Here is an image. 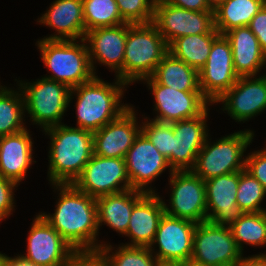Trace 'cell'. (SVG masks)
I'll use <instances>...</instances> for the list:
<instances>
[{"mask_svg": "<svg viewBox=\"0 0 266 266\" xmlns=\"http://www.w3.org/2000/svg\"><path fill=\"white\" fill-rule=\"evenodd\" d=\"M59 199L55 213L40 215L75 251L99 250L96 199L79 191L73 184H53Z\"/></svg>", "mask_w": 266, "mask_h": 266, "instance_id": "6da1fadb", "label": "cell"}, {"mask_svg": "<svg viewBox=\"0 0 266 266\" xmlns=\"http://www.w3.org/2000/svg\"><path fill=\"white\" fill-rule=\"evenodd\" d=\"M44 132L50 136L49 181L73 184L93 155V132L66 124Z\"/></svg>", "mask_w": 266, "mask_h": 266, "instance_id": "7a4b0ae2", "label": "cell"}, {"mask_svg": "<svg viewBox=\"0 0 266 266\" xmlns=\"http://www.w3.org/2000/svg\"><path fill=\"white\" fill-rule=\"evenodd\" d=\"M128 84L116 78L111 84L97 76L71 89L76 95L77 126L95 132L119 118L131 105H123L121 98ZM77 93V94H76Z\"/></svg>", "mask_w": 266, "mask_h": 266, "instance_id": "3957f363", "label": "cell"}, {"mask_svg": "<svg viewBox=\"0 0 266 266\" xmlns=\"http://www.w3.org/2000/svg\"><path fill=\"white\" fill-rule=\"evenodd\" d=\"M80 41L46 39L37 41L43 63L53 73L44 78L63 83L73 89L96 76L90 63L87 42L84 39Z\"/></svg>", "mask_w": 266, "mask_h": 266, "instance_id": "277c9868", "label": "cell"}, {"mask_svg": "<svg viewBox=\"0 0 266 266\" xmlns=\"http://www.w3.org/2000/svg\"><path fill=\"white\" fill-rule=\"evenodd\" d=\"M167 53L168 45L152 22L127 23L123 82L130 85L150 77Z\"/></svg>", "mask_w": 266, "mask_h": 266, "instance_id": "5b68a950", "label": "cell"}, {"mask_svg": "<svg viewBox=\"0 0 266 266\" xmlns=\"http://www.w3.org/2000/svg\"><path fill=\"white\" fill-rule=\"evenodd\" d=\"M254 132L238 131L210 144L209 136L197 155L192 171L206 181L221 175L245 169L244 152L252 143Z\"/></svg>", "mask_w": 266, "mask_h": 266, "instance_id": "8992f818", "label": "cell"}, {"mask_svg": "<svg viewBox=\"0 0 266 266\" xmlns=\"http://www.w3.org/2000/svg\"><path fill=\"white\" fill-rule=\"evenodd\" d=\"M18 82L24 96L25 112L30 114L34 124L43 131L62 124V116L74 96L68 86L44 77L33 83Z\"/></svg>", "mask_w": 266, "mask_h": 266, "instance_id": "52a82bcc", "label": "cell"}, {"mask_svg": "<svg viewBox=\"0 0 266 266\" xmlns=\"http://www.w3.org/2000/svg\"><path fill=\"white\" fill-rule=\"evenodd\" d=\"M242 254L230 227L208 220L196 225L191 259L208 266H234Z\"/></svg>", "mask_w": 266, "mask_h": 266, "instance_id": "ba28073f", "label": "cell"}, {"mask_svg": "<svg viewBox=\"0 0 266 266\" xmlns=\"http://www.w3.org/2000/svg\"><path fill=\"white\" fill-rule=\"evenodd\" d=\"M170 208L163 201L165 214L189 220L196 224L207 221L205 181L192 170L173 171L170 174Z\"/></svg>", "mask_w": 266, "mask_h": 266, "instance_id": "9c48e42d", "label": "cell"}, {"mask_svg": "<svg viewBox=\"0 0 266 266\" xmlns=\"http://www.w3.org/2000/svg\"><path fill=\"white\" fill-rule=\"evenodd\" d=\"M73 185L95 199L131 189L124 158H104L95 154Z\"/></svg>", "mask_w": 266, "mask_h": 266, "instance_id": "30bf717a", "label": "cell"}, {"mask_svg": "<svg viewBox=\"0 0 266 266\" xmlns=\"http://www.w3.org/2000/svg\"><path fill=\"white\" fill-rule=\"evenodd\" d=\"M152 23L167 45L178 37L207 34L215 29L214 11H191L155 1Z\"/></svg>", "mask_w": 266, "mask_h": 266, "instance_id": "8fae6325", "label": "cell"}, {"mask_svg": "<svg viewBox=\"0 0 266 266\" xmlns=\"http://www.w3.org/2000/svg\"><path fill=\"white\" fill-rule=\"evenodd\" d=\"M201 94L211 103L219 99L236 82L232 47L225 35H219L212 44L205 66L198 71Z\"/></svg>", "mask_w": 266, "mask_h": 266, "instance_id": "7c38bea8", "label": "cell"}, {"mask_svg": "<svg viewBox=\"0 0 266 266\" xmlns=\"http://www.w3.org/2000/svg\"><path fill=\"white\" fill-rule=\"evenodd\" d=\"M141 81L147 82L155 100L157 116L152 119L164 123H173L199 116L211 103L201 91H179L156 83L151 77Z\"/></svg>", "mask_w": 266, "mask_h": 266, "instance_id": "4fadbf2b", "label": "cell"}, {"mask_svg": "<svg viewBox=\"0 0 266 266\" xmlns=\"http://www.w3.org/2000/svg\"><path fill=\"white\" fill-rule=\"evenodd\" d=\"M27 238V254L20 255L39 266H66L74 248L39 214Z\"/></svg>", "mask_w": 266, "mask_h": 266, "instance_id": "5bb4252c", "label": "cell"}, {"mask_svg": "<svg viewBox=\"0 0 266 266\" xmlns=\"http://www.w3.org/2000/svg\"><path fill=\"white\" fill-rule=\"evenodd\" d=\"M196 223L171 217L164 213L155 238L149 247L160 262H184L191 259ZM157 243L158 251L154 252Z\"/></svg>", "mask_w": 266, "mask_h": 266, "instance_id": "9a60e30c", "label": "cell"}, {"mask_svg": "<svg viewBox=\"0 0 266 266\" xmlns=\"http://www.w3.org/2000/svg\"><path fill=\"white\" fill-rule=\"evenodd\" d=\"M124 159L131 189L145 193H155L153 188L146 187L167 167L170 168L168 160L142 132L137 136Z\"/></svg>", "mask_w": 266, "mask_h": 266, "instance_id": "2e32d148", "label": "cell"}, {"mask_svg": "<svg viewBox=\"0 0 266 266\" xmlns=\"http://www.w3.org/2000/svg\"><path fill=\"white\" fill-rule=\"evenodd\" d=\"M255 78V79H254ZM222 110L236 122H245L266 110V79L261 75L240 76L237 82L219 99Z\"/></svg>", "mask_w": 266, "mask_h": 266, "instance_id": "e0dca14e", "label": "cell"}, {"mask_svg": "<svg viewBox=\"0 0 266 266\" xmlns=\"http://www.w3.org/2000/svg\"><path fill=\"white\" fill-rule=\"evenodd\" d=\"M88 54L95 75V62L115 71L116 78L123 81V59L127 40V23L112 27L95 28L85 33ZM96 60V61H95Z\"/></svg>", "mask_w": 266, "mask_h": 266, "instance_id": "ac0fdd59", "label": "cell"}, {"mask_svg": "<svg viewBox=\"0 0 266 266\" xmlns=\"http://www.w3.org/2000/svg\"><path fill=\"white\" fill-rule=\"evenodd\" d=\"M134 106L119 118L93 132V154L104 158H124L141 132Z\"/></svg>", "mask_w": 266, "mask_h": 266, "instance_id": "d6986e66", "label": "cell"}, {"mask_svg": "<svg viewBox=\"0 0 266 266\" xmlns=\"http://www.w3.org/2000/svg\"><path fill=\"white\" fill-rule=\"evenodd\" d=\"M238 183L239 172L221 175L205 181L208 221L230 227L244 214L237 205Z\"/></svg>", "mask_w": 266, "mask_h": 266, "instance_id": "ffe728a7", "label": "cell"}, {"mask_svg": "<svg viewBox=\"0 0 266 266\" xmlns=\"http://www.w3.org/2000/svg\"><path fill=\"white\" fill-rule=\"evenodd\" d=\"M208 107L194 118L173 122L174 171L192 170L208 137Z\"/></svg>", "mask_w": 266, "mask_h": 266, "instance_id": "44dd1931", "label": "cell"}, {"mask_svg": "<svg viewBox=\"0 0 266 266\" xmlns=\"http://www.w3.org/2000/svg\"><path fill=\"white\" fill-rule=\"evenodd\" d=\"M162 198L157 193H145L133 206L125 236L131 243L123 245L150 247L161 217L164 215Z\"/></svg>", "mask_w": 266, "mask_h": 266, "instance_id": "7402d4cb", "label": "cell"}, {"mask_svg": "<svg viewBox=\"0 0 266 266\" xmlns=\"http://www.w3.org/2000/svg\"><path fill=\"white\" fill-rule=\"evenodd\" d=\"M37 22L57 32L43 38L46 40H81L85 37L82 0H56Z\"/></svg>", "mask_w": 266, "mask_h": 266, "instance_id": "603a6c76", "label": "cell"}, {"mask_svg": "<svg viewBox=\"0 0 266 266\" xmlns=\"http://www.w3.org/2000/svg\"><path fill=\"white\" fill-rule=\"evenodd\" d=\"M29 130L0 137V175L17 184L25 179L33 159V141Z\"/></svg>", "mask_w": 266, "mask_h": 266, "instance_id": "cb8c5ba5", "label": "cell"}, {"mask_svg": "<svg viewBox=\"0 0 266 266\" xmlns=\"http://www.w3.org/2000/svg\"><path fill=\"white\" fill-rule=\"evenodd\" d=\"M225 37L232 47L233 66L237 75L257 76L264 67L266 54L248 26L237 27L226 32Z\"/></svg>", "mask_w": 266, "mask_h": 266, "instance_id": "d4e9b609", "label": "cell"}, {"mask_svg": "<svg viewBox=\"0 0 266 266\" xmlns=\"http://www.w3.org/2000/svg\"><path fill=\"white\" fill-rule=\"evenodd\" d=\"M145 192L129 189L96 198L98 228L102 223L125 235L134 204Z\"/></svg>", "mask_w": 266, "mask_h": 266, "instance_id": "484cf974", "label": "cell"}, {"mask_svg": "<svg viewBox=\"0 0 266 266\" xmlns=\"http://www.w3.org/2000/svg\"><path fill=\"white\" fill-rule=\"evenodd\" d=\"M156 83L179 91H200L198 71L169 52L150 76Z\"/></svg>", "mask_w": 266, "mask_h": 266, "instance_id": "4316f807", "label": "cell"}, {"mask_svg": "<svg viewBox=\"0 0 266 266\" xmlns=\"http://www.w3.org/2000/svg\"><path fill=\"white\" fill-rule=\"evenodd\" d=\"M219 35L220 33L214 29L207 34L178 37L168 45V52L199 71L205 66L213 41Z\"/></svg>", "mask_w": 266, "mask_h": 266, "instance_id": "83f0119b", "label": "cell"}, {"mask_svg": "<svg viewBox=\"0 0 266 266\" xmlns=\"http://www.w3.org/2000/svg\"><path fill=\"white\" fill-rule=\"evenodd\" d=\"M266 0H226L214 9L215 29L224 35L233 28L248 26Z\"/></svg>", "mask_w": 266, "mask_h": 266, "instance_id": "f1b7e54d", "label": "cell"}, {"mask_svg": "<svg viewBox=\"0 0 266 266\" xmlns=\"http://www.w3.org/2000/svg\"><path fill=\"white\" fill-rule=\"evenodd\" d=\"M18 90L0 86V137L26 129L23 123L24 96L19 87Z\"/></svg>", "mask_w": 266, "mask_h": 266, "instance_id": "f546056e", "label": "cell"}, {"mask_svg": "<svg viewBox=\"0 0 266 266\" xmlns=\"http://www.w3.org/2000/svg\"><path fill=\"white\" fill-rule=\"evenodd\" d=\"M238 248L243 253V244L252 246L266 245V212H247L231 226Z\"/></svg>", "mask_w": 266, "mask_h": 266, "instance_id": "4dcf8cb0", "label": "cell"}, {"mask_svg": "<svg viewBox=\"0 0 266 266\" xmlns=\"http://www.w3.org/2000/svg\"><path fill=\"white\" fill-rule=\"evenodd\" d=\"M82 3L85 33L95 28L126 23L119 13L116 0H82Z\"/></svg>", "mask_w": 266, "mask_h": 266, "instance_id": "1f68e13d", "label": "cell"}, {"mask_svg": "<svg viewBox=\"0 0 266 266\" xmlns=\"http://www.w3.org/2000/svg\"><path fill=\"white\" fill-rule=\"evenodd\" d=\"M109 266H155L158 262L149 247L121 245L114 252L112 245L102 244L99 249Z\"/></svg>", "mask_w": 266, "mask_h": 266, "instance_id": "d6a6232c", "label": "cell"}, {"mask_svg": "<svg viewBox=\"0 0 266 266\" xmlns=\"http://www.w3.org/2000/svg\"><path fill=\"white\" fill-rule=\"evenodd\" d=\"M142 122L141 132L158 149V151L168 160L170 174L174 171V134L170 123L155 120Z\"/></svg>", "mask_w": 266, "mask_h": 266, "instance_id": "836d02e7", "label": "cell"}, {"mask_svg": "<svg viewBox=\"0 0 266 266\" xmlns=\"http://www.w3.org/2000/svg\"><path fill=\"white\" fill-rule=\"evenodd\" d=\"M266 196L263 186L245 169L239 171V183L237 191V205L247 212H263L261 202Z\"/></svg>", "mask_w": 266, "mask_h": 266, "instance_id": "e575fe53", "label": "cell"}, {"mask_svg": "<svg viewBox=\"0 0 266 266\" xmlns=\"http://www.w3.org/2000/svg\"><path fill=\"white\" fill-rule=\"evenodd\" d=\"M156 0H116L119 13L126 23L147 24L153 21Z\"/></svg>", "mask_w": 266, "mask_h": 266, "instance_id": "d590c367", "label": "cell"}, {"mask_svg": "<svg viewBox=\"0 0 266 266\" xmlns=\"http://www.w3.org/2000/svg\"><path fill=\"white\" fill-rule=\"evenodd\" d=\"M245 170L263 186L266 191V149L254 151L245 156Z\"/></svg>", "mask_w": 266, "mask_h": 266, "instance_id": "8d00e7d4", "label": "cell"}, {"mask_svg": "<svg viewBox=\"0 0 266 266\" xmlns=\"http://www.w3.org/2000/svg\"><path fill=\"white\" fill-rule=\"evenodd\" d=\"M19 184L0 175V221L8 218L14 209V189Z\"/></svg>", "mask_w": 266, "mask_h": 266, "instance_id": "74e56055", "label": "cell"}, {"mask_svg": "<svg viewBox=\"0 0 266 266\" xmlns=\"http://www.w3.org/2000/svg\"><path fill=\"white\" fill-rule=\"evenodd\" d=\"M66 266H109L100 250L75 251Z\"/></svg>", "mask_w": 266, "mask_h": 266, "instance_id": "f35d334b", "label": "cell"}, {"mask_svg": "<svg viewBox=\"0 0 266 266\" xmlns=\"http://www.w3.org/2000/svg\"><path fill=\"white\" fill-rule=\"evenodd\" d=\"M248 27L258 39L261 50L266 54V4L251 19Z\"/></svg>", "mask_w": 266, "mask_h": 266, "instance_id": "ab89813d", "label": "cell"}, {"mask_svg": "<svg viewBox=\"0 0 266 266\" xmlns=\"http://www.w3.org/2000/svg\"><path fill=\"white\" fill-rule=\"evenodd\" d=\"M163 3L171 4L191 11H214L207 0H160Z\"/></svg>", "mask_w": 266, "mask_h": 266, "instance_id": "60d3db41", "label": "cell"}, {"mask_svg": "<svg viewBox=\"0 0 266 266\" xmlns=\"http://www.w3.org/2000/svg\"><path fill=\"white\" fill-rule=\"evenodd\" d=\"M234 266H266V256L258 254L242 257Z\"/></svg>", "mask_w": 266, "mask_h": 266, "instance_id": "b9f144b4", "label": "cell"}, {"mask_svg": "<svg viewBox=\"0 0 266 266\" xmlns=\"http://www.w3.org/2000/svg\"><path fill=\"white\" fill-rule=\"evenodd\" d=\"M3 266H39L34 263L28 262L25 259H23L21 256L16 257H9L7 256V259L5 260V263Z\"/></svg>", "mask_w": 266, "mask_h": 266, "instance_id": "7bdbcfd3", "label": "cell"}, {"mask_svg": "<svg viewBox=\"0 0 266 266\" xmlns=\"http://www.w3.org/2000/svg\"><path fill=\"white\" fill-rule=\"evenodd\" d=\"M180 266H208V265L199 263L193 259H189L187 261L181 262Z\"/></svg>", "mask_w": 266, "mask_h": 266, "instance_id": "ee69618b", "label": "cell"}, {"mask_svg": "<svg viewBox=\"0 0 266 266\" xmlns=\"http://www.w3.org/2000/svg\"><path fill=\"white\" fill-rule=\"evenodd\" d=\"M225 1L226 0H207L208 4L213 10L216 9L221 3Z\"/></svg>", "mask_w": 266, "mask_h": 266, "instance_id": "f6af8a7d", "label": "cell"}, {"mask_svg": "<svg viewBox=\"0 0 266 266\" xmlns=\"http://www.w3.org/2000/svg\"><path fill=\"white\" fill-rule=\"evenodd\" d=\"M155 266H180V262H160V261H158Z\"/></svg>", "mask_w": 266, "mask_h": 266, "instance_id": "bcb514c9", "label": "cell"}, {"mask_svg": "<svg viewBox=\"0 0 266 266\" xmlns=\"http://www.w3.org/2000/svg\"><path fill=\"white\" fill-rule=\"evenodd\" d=\"M6 259L7 255L0 253V266L4 265Z\"/></svg>", "mask_w": 266, "mask_h": 266, "instance_id": "7dc6e473", "label": "cell"}, {"mask_svg": "<svg viewBox=\"0 0 266 266\" xmlns=\"http://www.w3.org/2000/svg\"><path fill=\"white\" fill-rule=\"evenodd\" d=\"M266 65V57H265V63H264V66ZM265 79H266V74L264 73L263 75H262Z\"/></svg>", "mask_w": 266, "mask_h": 266, "instance_id": "c3c4849f", "label": "cell"}]
</instances>
